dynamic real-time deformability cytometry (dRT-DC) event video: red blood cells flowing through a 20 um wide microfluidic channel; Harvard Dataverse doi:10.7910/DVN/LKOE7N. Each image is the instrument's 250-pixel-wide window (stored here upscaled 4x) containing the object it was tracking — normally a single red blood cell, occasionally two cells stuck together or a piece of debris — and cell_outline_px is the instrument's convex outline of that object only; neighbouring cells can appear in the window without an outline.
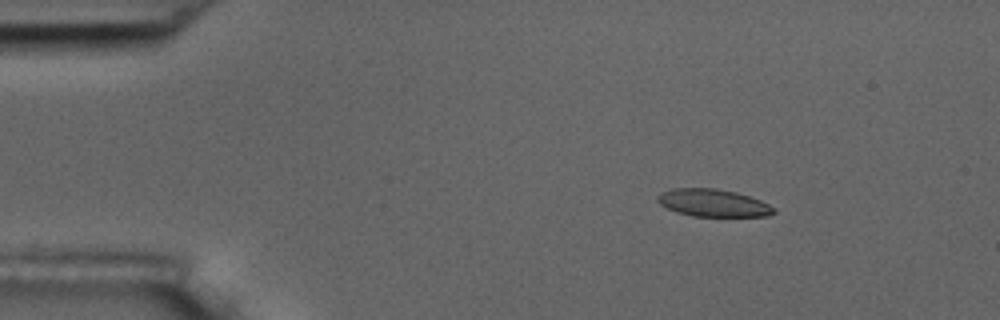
{"species": "common noctule bat (a hibernating species)", "species_latin": "Nyctalus noctula", "temperature_condition": "room temperature", "stored_images_in_passage": 4, "camera_frame_rate_fps": 3000, "um_per_image_px": 0.085, "animal": {"sex": "male", "body_mass_g": 17.5, "forearm_length_mm": 52.3}, "frame": {"image": 1, "passage_image": 1, "time_ms": 0.0, "image_size_px": [1000, 320], "cell_outline_px": [[776, 212], [768, 216], [692, 216], [676, 212], [660, 204], [656, 200], [656, 196], [660, 192], [672, 188], [716, 188], [736, 192], [760, 200], [776, 208]], "centroid_in_image_um": [60.59, 17.24], "position_along_channel_um": 24.4, "area_um2": 18.73}}
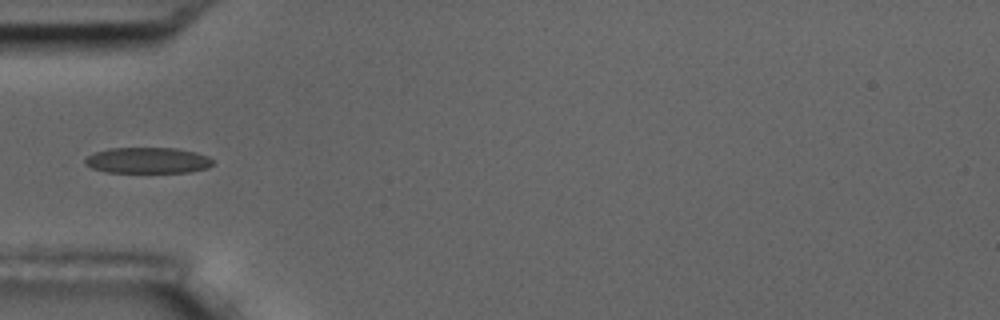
{"frame": {"image": 2, "passage_image": 4, "time_ms": 3.333, "image_size_px": [1000, 320], "cell_outline_px": [[212, 164], [208, 168], [188, 172], [108, 172], [92, 168], [84, 164], [84, 160], [88, 156], [96, 152], [108, 148], [176, 148], [196, 152], [208, 156], [212, 160]], "centroid_in_image_um": [12.55, 13.63], "position_along_channel_um": 72.4, "area_um2": 19.25}}